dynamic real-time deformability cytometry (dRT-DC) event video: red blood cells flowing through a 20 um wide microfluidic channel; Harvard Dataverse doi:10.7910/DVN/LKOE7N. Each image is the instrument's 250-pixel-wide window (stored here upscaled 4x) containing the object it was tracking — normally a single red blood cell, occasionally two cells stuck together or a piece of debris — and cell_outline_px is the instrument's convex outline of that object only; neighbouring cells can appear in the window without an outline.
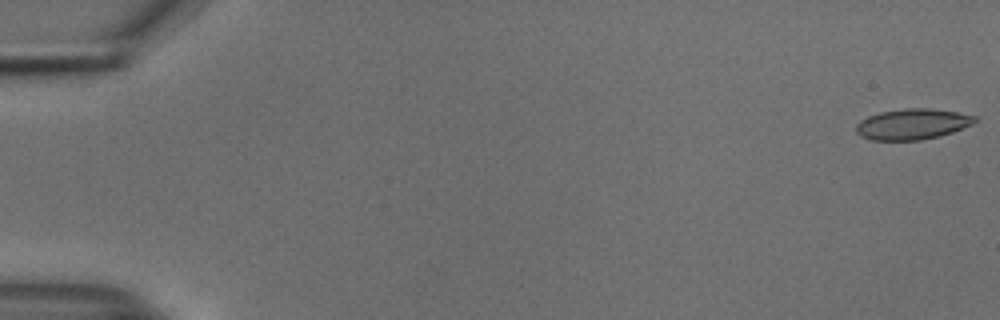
{"species": "common noctule bat (a hibernating species)", "species_latin": "Nyctalus noctula", "temperature_condition": "cold", "stored_images_in_passage": 54, "camera_frame_rate_fps": 3000, "um_per_image_px": 0.085, "animal": {"sex": "male", "body_mass_g": 18.8}, "frame": {"image": 1, "passage_image": 1, "time_ms": 0.0, "image_size_px": [1000, 320], "cell_outline_px": [[976, 120], [972, 124], [952, 132], [940, 136], [920, 140], [872, 140], [860, 136], [856, 132], [856, 124], [860, 120], [868, 116], [880, 112], [904, 108], [932, 108], [956, 112], [976, 116]], "centroid_in_image_um": [77.53, 10.55], "position_along_channel_um": 7.5, "area_um2": 21.27}}
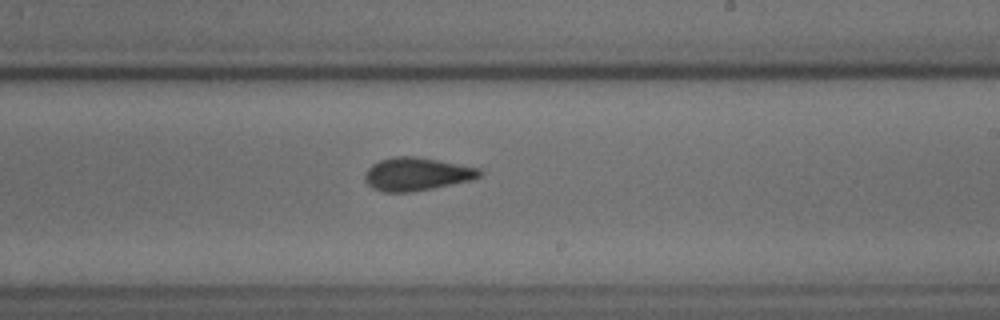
{"frame": {"image": 2, "passage_image": 33, "time_ms": 10.667, "image_size_px": [1000, 320], "cell_outline_px": [[484, 172], [480, 176], [472, 180], [432, 188], [408, 192], [384, 192], [372, 188], [364, 180], [364, 176], [368, 168], [372, 164], [380, 160], [392, 156], [416, 156], [440, 160], [480, 168]], "centroid_in_image_um": [35.42, 14.78], "position_along_channel_um": 253.6, "area_um2": 22.25}}
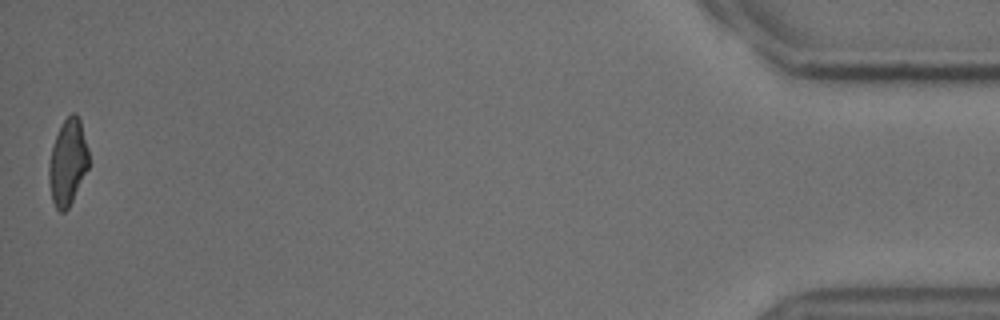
{"frame": {"image": 3, "passage_image": 54, "time_ms": 17.667, "image_size_px": [1000, 320], "cell_outline_px": [[88, 168], [68, 208], [64, 212], [60, 212], [56, 208], [52, 200], [48, 180], [48, 164], [52, 144], [64, 120], [72, 112], [76, 112], [80, 120], [88, 148]], "centroid_in_image_um": [5.74, 13.78], "position_along_channel_um": 429.5, "area_um2": 19.88}, "authors_computed_cell_mechanics": {"area_um2": 21.675, "velocity_mm_per_s": 3.7514, "shape_relaxation_time_tau1_ms": 6.2153, "shape_relaxation_time_tau2_ms": 1.9587, "deformation_change_tau1": 0.1526, "deformation_change_tau2": 0.0892}}